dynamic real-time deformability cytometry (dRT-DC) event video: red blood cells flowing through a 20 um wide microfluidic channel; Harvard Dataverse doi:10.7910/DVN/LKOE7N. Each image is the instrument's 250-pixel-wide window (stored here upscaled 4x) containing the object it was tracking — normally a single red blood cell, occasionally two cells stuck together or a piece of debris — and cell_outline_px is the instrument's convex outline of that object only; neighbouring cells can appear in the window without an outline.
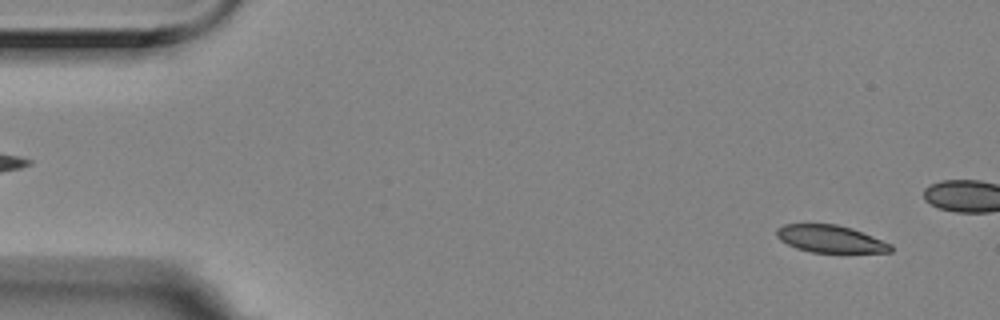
{"species": "Egyptian fruit bat (a non-hibernating species)", "species_latin": "Rousettus aegyptiacus", "temperature_condition": "room temperature", "stored_images_in_passage": 16, "camera_frame_rate_fps": 3000, "um_per_image_px": 0.085, "animal": {"sex": "female"}, "frame": {"image": 1, "passage_image": 3, "time_ms": 0.667, "image_size_px": [1000, 320], "cell_outline_px": [[892, 252], [812, 252], [796, 248], [780, 240], [776, 236], [776, 228], [784, 224], [836, 224], [852, 228], [892, 244]], "centroid_in_image_um": [70.56, 20.3], "position_along_channel_um": 14.4, "area_um2": 18.09}}